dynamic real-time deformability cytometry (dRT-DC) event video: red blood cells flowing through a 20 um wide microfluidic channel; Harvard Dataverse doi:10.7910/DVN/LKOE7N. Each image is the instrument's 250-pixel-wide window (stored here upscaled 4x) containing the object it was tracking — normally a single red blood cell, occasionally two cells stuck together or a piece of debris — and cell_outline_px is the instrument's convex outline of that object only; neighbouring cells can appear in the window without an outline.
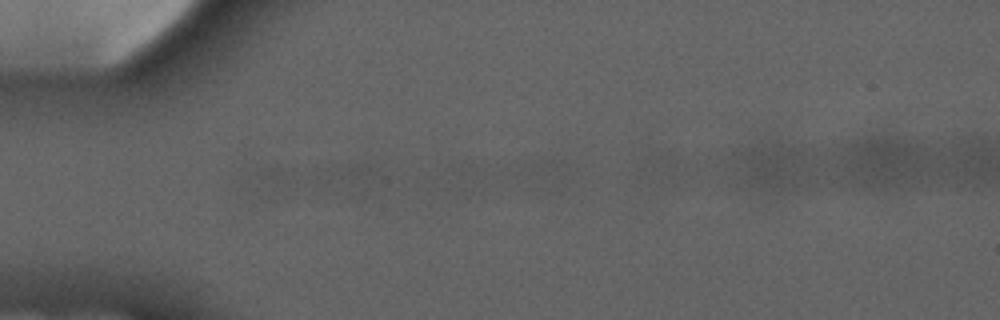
{"species": "common noctule bat (a hibernating species)", "species_latin": "Nyctalus noctula", "temperature_condition": "cold", "stored_images_in_passage": 5, "camera_frame_rate_fps": 3000, "um_per_image_px": 0.085, "animal": {"sex": "male", "forearm_length_mm": 52.5}, "frame": {"image": 1, "passage_image": 2, "time_ms": 1.333, "image_size_px": [1000, 320], "cell_outline_px": [[384, 176], [368, 196], [356, 200], [276, 200], [268, 196], [248, 176], [244, 168], [276, 164], [376, 164], [384, 172]], "centroid_in_image_um": [26.9, 15.38], "position_along_channel_um": 58.1, "area_um2": 30.98}}